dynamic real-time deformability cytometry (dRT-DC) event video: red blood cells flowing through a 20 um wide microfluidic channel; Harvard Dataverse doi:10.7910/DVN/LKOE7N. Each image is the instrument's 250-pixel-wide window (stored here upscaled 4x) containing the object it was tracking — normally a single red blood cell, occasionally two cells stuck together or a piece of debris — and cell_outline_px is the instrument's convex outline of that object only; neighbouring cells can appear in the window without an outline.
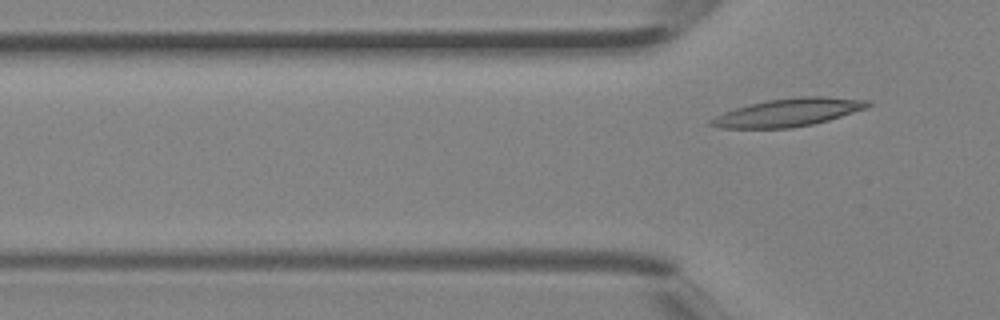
{"species": "Egyptian fruit bat (a non-hibernating species)", "species_latin": "Rousettus aegyptiacus", "temperature_condition": "room temperature", "stored_images_in_passage": 4, "camera_frame_rate_fps": 3000, "um_per_image_px": 0.085, "animal": {"sex": "female"}, "frame": {"image": 1, "passage_image": 4, "time_ms": 1.0, "image_size_px": [1000, 320], "cell_outline_px": [[872, 104], [868, 108], [828, 120], [812, 124], [792, 128], [720, 128], [708, 124], [708, 120], [724, 112], [736, 108], [768, 100], [800, 96], [828, 96], [872, 100]], "centroid_in_image_um": [67.06, 9.55], "position_along_channel_um": 58.7, "area_um2": 25.61}}